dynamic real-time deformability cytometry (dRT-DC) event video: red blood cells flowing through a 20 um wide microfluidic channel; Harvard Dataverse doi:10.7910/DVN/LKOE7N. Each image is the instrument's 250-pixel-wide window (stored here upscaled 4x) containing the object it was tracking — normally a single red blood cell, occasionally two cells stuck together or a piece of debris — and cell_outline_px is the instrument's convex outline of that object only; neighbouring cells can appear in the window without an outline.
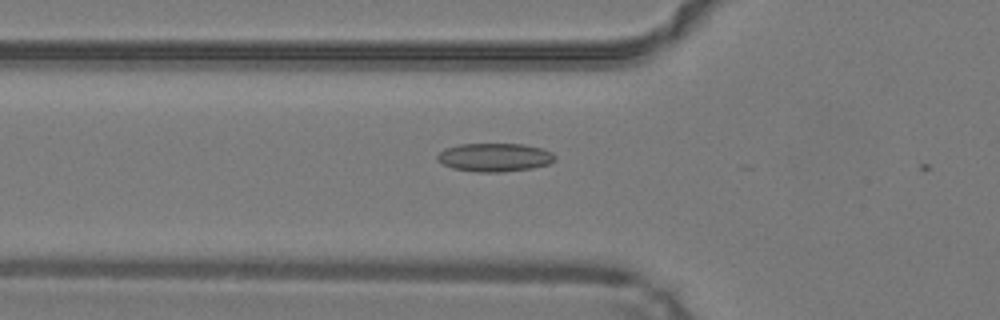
{"species": "common noctule bat (a hibernating species)", "species_latin": "Nyctalus noctula", "temperature_condition": "warm", "stored_images_in_passage": 18, "camera_frame_rate_fps": 3000, "um_per_image_px": 0.085, "animal": {"sex": "male", "body_mass_g": 19.2, "forearm_length_mm": 51.8}, "frame": {"image": 1, "passage_image": 11, "time_ms": 3.333, "image_size_px": [1000, 320], "cell_outline_px": [[556, 160], [548, 164], [532, 168], [500, 172], [480, 172], [452, 168], [436, 160], [436, 156], [444, 148], [460, 144], [524, 144], [544, 148], [552, 152], [556, 156]], "centroid_in_image_um": [42.06, 13.36], "position_along_channel_um": 83.7, "area_um2": 19.59}}
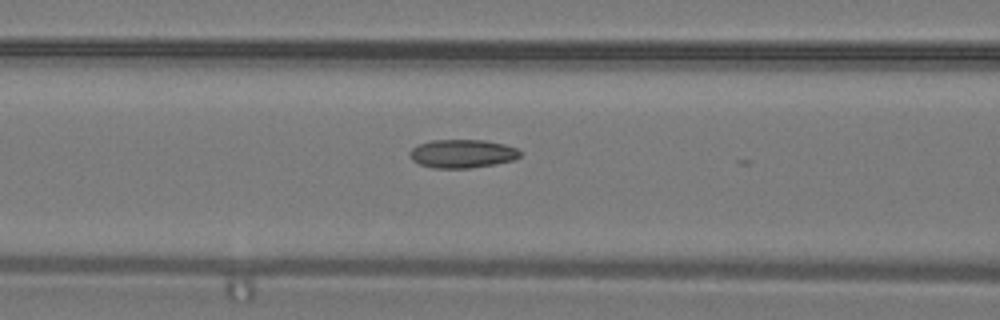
{"frame": {"image": 2, "passage_image": 14, "time_ms": 4.333, "image_size_px": [1000, 320], "cell_outline_px": [[520, 156], [512, 160], [496, 164], [468, 168], [432, 168], [420, 164], [412, 160], [408, 152], [412, 148], [420, 144], [432, 140], [484, 140], [504, 144], [516, 148], [520, 152]], "centroid_in_image_um": [39.27, 13.06], "position_along_channel_um": 127.3, "area_um2": 18.21}}
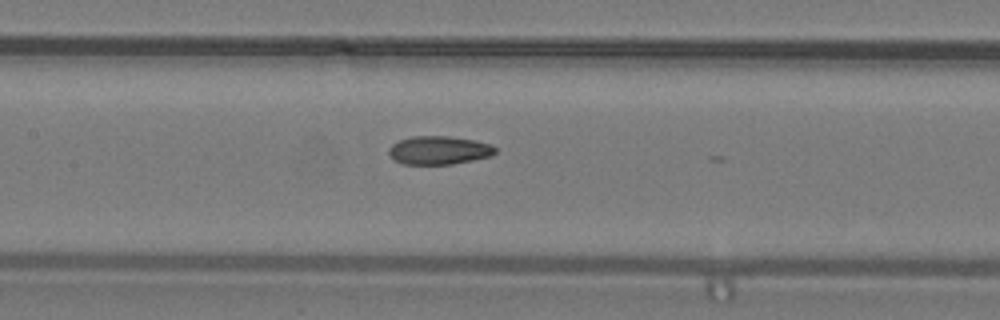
{"frame": {"image": 3, "passage_image": 17, "time_ms": 5.333, "image_size_px": [1000, 320], "cell_outline_px": [[496, 152], [492, 156], [452, 164], [404, 164], [396, 160], [388, 152], [388, 148], [392, 144], [400, 140], [412, 136], [448, 136], [472, 140], [492, 144], [496, 148]], "centroid_in_image_um": [37.33, 12.77], "position_along_channel_um": 170.1, "area_um2": 17.51}}